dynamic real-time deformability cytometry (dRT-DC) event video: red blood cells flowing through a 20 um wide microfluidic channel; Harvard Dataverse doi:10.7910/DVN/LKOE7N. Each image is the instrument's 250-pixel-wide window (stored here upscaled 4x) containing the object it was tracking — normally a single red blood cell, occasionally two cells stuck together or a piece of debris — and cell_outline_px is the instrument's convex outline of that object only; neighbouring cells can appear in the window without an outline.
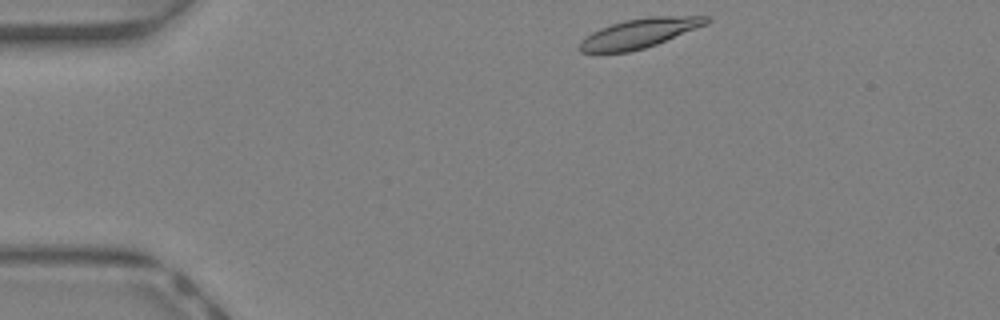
{"species": "Egyptian fruit bat (a non-hibernating species)", "species_latin": "Rousettus aegyptiacus", "temperature_condition": "warm", "stored_images_in_passage": 37, "camera_frame_rate_fps": 3000, "um_per_image_px": 0.085, "animal": {"sex": "female"}, "frame": {"image": 1, "passage_image": 1, "time_ms": 0.0, "image_size_px": [1000, 320], "cell_outline_px": [[712, 20], [708, 24], [656, 44], [644, 48], [628, 52], [580, 52], [580, 40], [592, 32], [600, 28], [624, 20], [648, 16], [708, 16]], "centroid_in_image_um": [54.38, 2.81], "position_along_channel_um": 30.6, "area_um2": 21.62}}
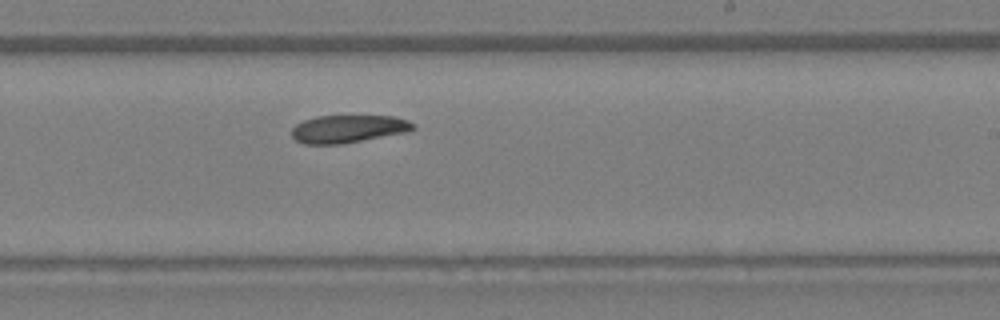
{"frame": {"image": 2, "passage_image": 20, "time_ms": 6.333, "image_size_px": [1000, 320], "cell_outline_px": [[416, 128], [408, 132], [340, 144], [304, 144], [296, 140], [292, 136], [292, 128], [296, 124], [304, 120], [316, 116], [396, 116], [408, 120], [416, 124]], "centroid_in_image_um": [29.63, 10.95], "position_along_channel_um": 259.4, "area_um2": 19.71}}
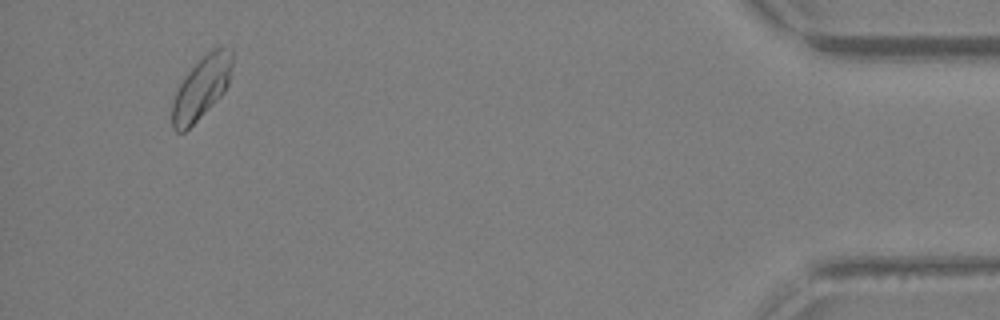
{"frame": {"image": 3, "passage_image": 35, "time_ms": 11.333, "image_size_px": [1000, 320], "cell_outline_px": [[232, 64], [228, 84], [224, 92], [184, 132], [176, 132], [172, 128], [172, 104], [176, 92], [180, 84], [188, 72], [212, 48], [232, 48]], "centroid_in_image_um": [17.12, 7.46], "position_along_channel_um": 418.1, "area_um2": 21.21}, "authors_computed_cell_mechanics": {"area_um2": 20.9236, "velocity_mm_per_s": 4.6001, "shape_relaxation_time_tau1_ms": null, "shape_relaxation_time_tau2_ms": 11.3073, "deformation_change_tau1": null, "deformation_change_tau2": 0.1565}}